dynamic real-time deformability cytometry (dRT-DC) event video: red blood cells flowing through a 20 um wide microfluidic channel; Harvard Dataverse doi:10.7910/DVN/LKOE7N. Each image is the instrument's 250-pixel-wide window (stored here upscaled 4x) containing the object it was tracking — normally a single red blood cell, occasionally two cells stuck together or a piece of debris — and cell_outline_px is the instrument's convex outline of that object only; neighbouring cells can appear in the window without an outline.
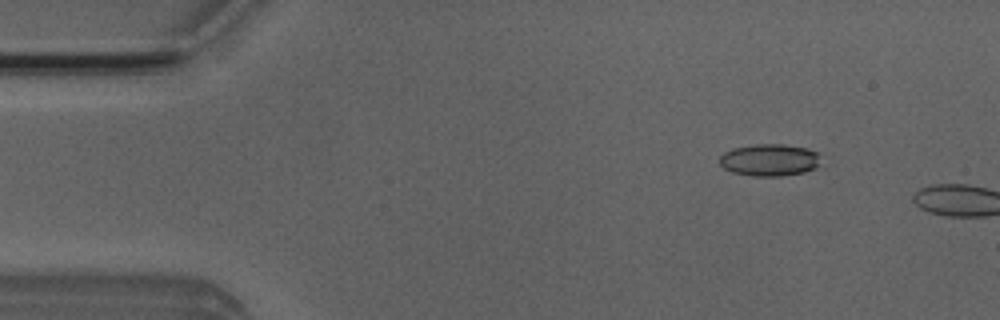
{"species": "Egyptian fruit bat (a non-hibernating species)", "species_latin": "Rousettus aegyptiacus", "temperature_condition": "room temperature", "stored_images_in_passage": 8, "camera_frame_rate_fps": 3000, "um_per_image_px": 0.085, "animal": {"sex": "male"}, "frame": {"image": 1, "passage_image": 6, "time_ms": 1.667, "image_size_px": [1000, 320], "cell_outline_px": [[820, 164], [816, 168], [804, 172], [780, 176], [752, 176], [732, 172], [724, 168], [720, 164], [720, 156], [724, 152], [732, 148], [756, 144], [784, 144], [808, 148], [816, 152]], "centroid_in_image_um": [65.4, 13.6], "position_along_channel_um": 19.6, "area_um2": 18.96}}